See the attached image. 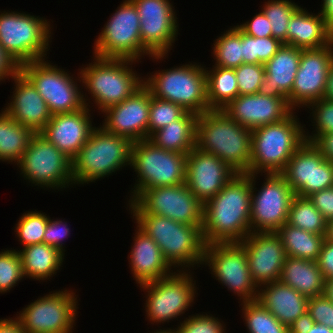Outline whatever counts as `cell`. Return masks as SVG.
Instances as JSON below:
<instances>
[{"instance_id":"cell-44","label":"cell","mask_w":333,"mask_h":333,"mask_svg":"<svg viewBox=\"0 0 333 333\" xmlns=\"http://www.w3.org/2000/svg\"><path fill=\"white\" fill-rule=\"evenodd\" d=\"M20 255L16 249L0 251V294L13 290L21 280H24Z\"/></svg>"},{"instance_id":"cell-60","label":"cell","mask_w":333,"mask_h":333,"mask_svg":"<svg viewBox=\"0 0 333 333\" xmlns=\"http://www.w3.org/2000/svg\"><path fill=\"white\" fill-rule=\"evenodd\" d=\"M323 295L333 302V277L325 280Z\"/></svg>"},{"instance_id":"cell-34","label":"cell","mask_w":333,"mask_h":333,"mask_svg":"<svg viewBox=\"0 0 333 333\" xmlns=\"http://www.w3.org/2000/svg\"><path fill=\"white\" fill-rule=\"evenodd\" d=\"M35 134L33 130L22 126L1 109L0 162L17 165Z\"/></svg>"},{"instance_id":"cell-50","label":"cell","mask_w":333,"mask_h":333,"mask_svg":"<svg viewBox=\"0 0 333 333\" xmlns=\"http://www.w3.org/2000/svg\"><path fill=\"white\" fill-rule=\"evenodd\" d=\"M308 198L327 221L333 219V187L315 192Z\"/></svg>"},{"instance_id":"cell-29","label":"cell","mask_w":333,"mask_h":333,"mask_svg":"<svg viewBox=\"0 0 333 333\" xmlns=\"http://www.w3.org/2000/svg\"><path fill=\"white\" fill-rule=\"evenodd\" d=\"M333 42V30L318 13L302 6L293 14L287 27V45L300 49H318Z\"/></svg>"},{"instance_id":"cell-32","label":"cell","mask_w":333,"mask_h":333,"mask_svg":"<svg viewBox=\"0 0 333 333\" xmlns=\"http://www.w3.org/2000/svg\"><path fill=\"white\" fill-rule=\"evenodd\" d=\"M279 281L308 298L323 295L325 279L317 261L287 256Z\"/></svg>"},{"instance_id":"cell-16","label":"cell","mask_w":333,"mask_h":333,"mask_svg":"<svg viewBox=\"0 0 333 333\" xmlns=\"http://www.w3.org/2000/svg\"><path fill=\"white\" fill-rule=\"evenodd\" d=\"M264 176L260 188L256 182ZM295 193L281 173L251 174V232H276L288 221Z\"/></svg>"},{"instance_id":"cell-3","label":"cell","mask_w":333,"mask_h":333,"mask_svg":"<svg viewBox=\"0 0 333 333\" xmlns=\"http://www.w3.org/2000/svg\"><path fill=\"white\" fill-rule=\"evenodd\" d=\"M92 58L91 63L83 64V67L78 69L83 90L86 91H83V101L90 109L95 106L94 108L99 110L97 112H103L110 106L130 98L143 85V76L133 69L137 61L94 55Z\"/></svg>"},{"instance_id":"cell-25","label":"cell","mask_w":333,"mask_h":333,"mask_svg":"<svg viewBox=\"0 0 333 333\" xmlns=\"http://www.w3.org/2000/svg\"><path fill=\"white\" fill-rule=\"evenodd\" d=\"M92 110L84 106L74 112L54 114L40 134L73 159L96 128L92 124Z\"/></svg>"},{"instance_id":"cell-20","label":"cell","mask_w":333,"mask_h":333,"mask_svg":"<svg viewBox=\"0 0 333 333\" xmlns=\"http://www.w3.org/2000/svg\"><path fill=\"white\" fill-rule=\"evenodd\" d=\"M333 63V42L318 49H301L300 64L291 90V108L299 112L324 98L328 72ZM297 108V109H296Z\"/></svg>"},{"instance_id":"cell-23","label":"cell","mask_w":333,"mask_h":333,"mask_svg":"<svg viewBox=\"0 0 333 333\" xmlns=\"http://www.w3.org/2000/svg\"><path fill=\"white\" fill-rule=\"evenodd\" d=\"M236 174L217 156L197 146L187 154L185 185L202 204L213 198Z\"/></svg>"},{"instance_id":"cell-35","label":"cell","mask_w":333,"mask_h":333,"mask_svg":"<svg viewBox=\"0 0 333 333\" xmlns=\"http://www.w3.org/2000/svg\"><path fill=\"white\" fill-rule=\"evenodd\" d=\"M286 255L289 257L317 261L325 235H318L294 227L287 222L277 231Z\"/></svg>"},{"instance_id":"cell-1","label":"cell","mask_w":333,"mask_h":333,"mask_svg":"<svg viewBox=\"0 0 333 333\" xmlns=\"http://www.w3.org/2000/svg\"><path fill=\"white\" fill-rule=\"evenodd\" d=\"M251 174H236L203 204L202 234L207 244L241 242L251 233Z\"/></svg>"},{"instance_id":"cell-59","label":"cell","mask_w":333,"mask_h":333,"mask_svg":"<svg viewBox=\"0 0 333 333\" xmlns=\"http://www.w3.org/2000/svg\"><path fill=\"white\" fill-rule=\"evenodd\" d=\"M324 98L333 101V63L328 72Z\"/></svg>"},{"instance_id":"cell-58","label":"cell","mask_w":333,"mask_h":333,"mask_svg":"<svg viewBox=\"0 0 333 333\" xmlns=\"http://www.w3.org/2000/svg\"><path fill=\"white\" fill-rule=\"evenodd\" d=\"M321 3L319 12L328 26L333 30V0H322Z\"/></svg>"},{"instance_id":"cell-42","label":"cell","mask_w":333,"mask_h":333,"mask_svg":"<svg viewBox=\"0 0 333 333\" xmlns=\"http://www.w3.org/2000/svg\"><path fill=\"white\" fill-rule=\"evenodd\" d=\"M187 111L171 101L152 96L149 106L148 138L155 132L180 119Z\"/></svg>"},{"instance_id":"cell-33","label":"cell","mask_w":333,"mask_h":333,"mask_svg":"<svg viewBox=\"0 0 333 333\" xmlns=\"http://www.w3.org/2000/svg\"><path fill=\"white\" fill-rule=\"evenodd\" d=\"M198 114L186 112L180 119L155 131L148 140L159 148L187 155L196 146Z\"/></svg>"},{"instance_id":"cell-47","label":"cell","mask_w":333,"mask_h":333,"mask_svg":"<svg viewBox=\"0 0 333 333\" xmlns=\"http://www.w3.org/2000/svg\"><path fill=\"white\" fill-rule=\"evenodd\" d=\"M62 219L63 218L51 219L49 216L43 236V243L58 248L62 253H64L66 251V247L63 242L70 237L71 228H69L70 226L67 221Z\"/></svg>"},{"instance_id":"cell-13","label":"cell","mask_w":333,"mask_h":333,"mask_svg":"<svg viewBox=\"0 0 333 333\" xmlns=\"http://www.w3.org/2000/svg\"><path fill=\"white\" fill-rule=\"evenodd\" d=\"M47 59L23 63L19 70L36 87L52 115L82 109L85 104L80 72L78 71L77 77L70 75V71L54 65Z\"/></svg>"},{"instance_id":"cell-49","label":"cell","mask_w":333,"mask_h":333,"mask_svg":"<svg viewBox=\"0 0 333 333\" xmlns=\"http://www.w3.org/2000/svg\"><path fill=\"white\" fill-rule=\"evenodd\" d=\"M237 26L247 35L252 37H270L272 36L271 25L262 11L256 13L252 19L240 23Z\"/></svg>"},{"instance_id":"cell-22","label":"cell","mask_w":333,"mask_h":333,"mask_svg":"<svg viewBox=\"0 0 333 333\" xmlns=\"http://www.w3.org/2000/svg\"><path fill=\"white\" fill-rule=\"evenodd\" d=\"M239 243L245 249L251 278L258 288L279 281L287 255L276 232H251Z\"/></svg>"},{"instance_id":"cell-17","label":"cell","mask_w":333,"mask_h":333,"mask_svg":"<svg viewBox=\"0 0 333 333\" xmlns=\"http://www.w3.org/2000/svg\"><path fill=\"white\" fill-rule=\"evenodd\" d=\"M132 202L143 213L165 216L186 225H202L203 204L185 183L145 189Z\"/></svg>"},{"instance_id":"cell-27","label":"cell","mask_w":333,"mask_h":333,"mask_svg":"<svg viewBox=\"0 0 333 333\" xmlns=\"http://www.w3.org/2000/svg\"><path fill=\"white\" fill-rule=\"evenodd\" d=\"M135 228L128 262L137 286L171 275L174 271L165 261L157 243L137 225Z\"/></svg>"},{"instance_id":"cell-18","label":"cell","mask_w":333,"mask_h":333,"mask_svg":"<svg viewBox=\"0 0 333 333\" xmlns=\"http://www.w3.org/2000/svg\"><path fill=\"white\" fill-rule=\"evenodd\" d=\"M131 1L140 16L142 45L152 55H169L180 34L174 4L171 0Z\"/></svg>"},{"instance_id":"cell-63","label":"cell","mask_w":333,"mask_h":333,"mask_svg":"<svg viewBox=\"0 0 333 333\" xmlns=\"http://www.w3.org/2000/svg\"><path fill=\"white\" fill-rule=\"evenodd\" d=\"M150 333H176L175 332V329L173 328V327H170V328H163V329H159L158 328V330L157 329H155L154 331H151Z\"/></svg>"},{"instance_id":"cell-57","label":"cell","mask_w":333,"mask_h":333,"mask_svg":"<svg viewBox=\"0 0 333 333\" xmlns=\"http://www.w3.org/2000/svg\"><path fill=\"white\" fill-rule=\"evenodd\" d=\"M0 333H25L23 326L15 317L0 318Z\"/></svg>"},{"instance_id":"cell-4","label":"cell","mask_w":333,"mask_h":333,"mask_svg":"<svg viewBox=\"0 0 333 333\" xmlns=\"http://www.w3.org/2000/svg\"><path fill=\"white\" fill-rule=\"evenodd\" d=\"M196 146L217 156L237 174H248L251 130L229 118L222 110L198 115Z\"/></svg>"},{"instance_id":"cell-14","label":"cell","mask_w":333,"mask_h":333,"mask_svg":"<svg viewBox=\"0 0 333 333\" xmlns=\"http://www.w3.org/2000/svg\"><path fill=\"white\" fill-rule=\"evenodd\" d=\"M79 295L71 288L51 291L26 305L14 316L25 333H73ZM79 300V301H78Z\"/></svg>"},{"instance_id":"cell-10","label":"cell","mask_w":333,"mask_h":333,"mask_svg":"<svg viewBox=\"0 0 333 333\" xmlns=\"http://www.w3.org/2000/svg\"><path fill=\"white\" fill-rule=\"evenodd\" d=\"M186 166L187 155L183 153L164 150L148 139L134 142L130 168L137 177L127 202L145 189L185 183Z\"/></svg>"},{"instance_id":"cell-39","label":"cell","mask_w":333,"mask_h":333,"mask_svg":"<svg viewBox=\"0 0 333 333\" xmlns=\"http://www.w3.org/2000/svg\"><path fill=\"white\" fill-rule=\"evenodd\" d=\"M240 306L248 333H289L288 326L282 324L259 301L240 303Z\"/></svg>"},{"instance_id":"cell-41","label":"cell","mask_w":333,"mask_h":333,"mask_svg":"<svg viewBox=\"0 0 333 333\" xmlns=\"http://www.w3.org/2000/svg\"><path fill=\"white\" fill-rule=\"evenodd\" d=\"M48 219L49 215L36 209L34 211H26L19 217L14 231L18 242L20 241L19 244L22 245L21 248L43 243Z\"/></svg>"},{"instance_id":"cell-54","label":"cell","mask_w":333,"mask_h":333,"mask_svg":"<svg viewBox=\"0 0 333 333\" xmlns=\"http://www.w3.org/2000/svg\"><path fill=\"white\" fill-rule=\"evenodd\" d=\"M19 71V66L0 45V84L9 80Z\"/></svg>"},{"instance_id":"cell-51","label":"cell","mask_w":333,"mask_h":333,"mask_svg":"<svg viewBox=\"0 0 333 333\" xmlns=\"http://www.w3.org/2000/svg\"><path fill=\"white\" fill-rule=\"evenodd\" d=\"M317 264L325 280L333 277V241L325 238Z\"/></svg>"},{"instance_id":"cell-48","label":"cell","mask_w":333,"mask_h":333,"mask_svg":"<svg viewBox=\"0 0 333 333\" xmlns=\"http://www.w3.org/2000/svg\"><path fill=\"white\" fill-rule=\"evenodd\" d=\"M307 312L315 323L325 325L333 330V302L324 295L310 297Z\"/></svg>"},{"instance_id":"cell-5","label":"cell","mask_w":333,"mask_h":333,"mask_svg":"<svg viewBox=\"0 0 333 333\" xmlns=\"http://www.w3.org/2000/svg\"><path fill=\"white\" fill-rule=\"evenodd\" d=\"M293 111L284 120L251 130L248 174L282 173L289 159L305 142V124Z\"/></svg>"},{"instance_id":"cell-37","label":"cell","mask_w":333,"mask_h":333,"mask_svg":"<svg viewBox=\"0 0 333 333\" xmlns=\"http://www.w3.org/2000/svg\"><path fill=\"white\" fill-rule=\"evenodd\" d=\"M213 41V66L234 69L243 64L242 30L237 24L221 32Z\"/></svg>"},{"instance_id":"cell-8","label":"cell","mask_w":333,"mask_h":333,"mask_svg":"<svg viewBox=\"0 0 333 333\" xmlns=\"http://www.w3.org/2000/svg\"><path fill=\"white\" fill-rule=\"evenodd\" d=\"M50 20L18 10L0 11V45L18 66L49 58L54 35Z\"/></svg>"},{"instance_id":"cell-19","label":"cell","mask_w":333,"mask_h":333,"mask_svg":"<svg viewBox=\"0 0 333 333\" xmlns=\"http://www.w3.org/2000/svg\"><path fill=\"white\" fill-rule=\"evenodd\" d=\"M281 174L300 197L333 187V162L326 160L311 142L305 141L296 150Z\"/></svg>"},{"instance_id":"cell-6","label":"cell","mask_w":333,"mask_h":333,"mask_svg":"<svg viewBox=\"0 0 333 333\" xmlns=\"http://www.w3.org/2000/svg\"><path fill=\"white\" fill-rule=\"evenodd\" d=\"M134 142L108 133L100 125L72 159L74 185H86L109 177L125 167L130 168Z\"/></svg>"},{"instance_id":"cell-53","label":"cell","mask_w":333,"mask_h":333,"mask_svg":"<svg viewBox=\"0 0 333 333\" xmlns=\"http://www.w3.org/2000/svg\"><path fill=\"white\" fill-rule=\"evenodd\" d=\"M243 63L259 64L258 37H252L242 31Z\"/></svg>"},{"instance_id":"cell-45","label":"cell","mask_w":333,"mask_h":333,"mask_svg":"<svg viewBox=\"0 0 333 333\" xmlns=\"http://www.w3.org/2000/svg\"><path fill=\"white\" fill-rule=\"evenodd\" d=\"M195 313L183 317L174 327L176 333H227L226 323L218 317L213 316L209 311ZM209 315H208V314ZM180 323V324H179ZM225 323V324H224Z\"/></svg>"},{"instance_id":"cell-21","label":"cell","mask_w":333,"mask_h":333,"mask_svg":"<svg viewBox=\"0 0 333 333\" xmlns=\"http://www.w3.org/2000/svg\"><path fill=\"white\" fill-rule=\"evenodd\" d=\"M150 100L151 92L143 84L130 98L101 112L104 119L100 126L133 142L148 139Z\"/></svg>"},{"instance_id":"cell-12","label":"cell","mask_w":333,"mask_h":333,"mask_svg":"<svg viewBox=\"0 0 333 333\" xmlns=\"http://www.w3.org/2000/svg\"><path fill=\"white\" fill-rule=\"evenodd\" d=\"M31 186L46 190L62 191L75 187L72 173V159L50 143L40 133H36L29 147L16 165ZM29 182V183H28Z\"/></svg>"},{"instance_id":"cell-31","label":"cell","mask_w":333,"mask_h":333,"mask_svg":"<svg viewBox=\"0 0 333 333\" xmlns=\"http://www.w3.org/2000/svg\"><path fill=\"white\" fill-rule=\"evenodd\" d=\"M16 250L21 258L24 277L41 282L50 281L57 272H60L66 254L45 243H38Z\"/></svg>"},{"instance_id":"cell-9","label":"cell","mask_w":333,"mask_h":333,"mask_svg":"<svg viewBox=\"0 0 333 333\" xmlns=\"http://www.w3.org/2000/svg\"><path fill=\"white\" fill-rule=\"evenodd\" d=\"M114 11L94 41V56L129 59L137 63L145 56L158 63L168 58V55H152L142 45L140 16L131 0H124Z\"/></svg>"},{"instance_id":"cell-43","label":"cell","mask_w":333,"mask_h":333,"mask_svg":"<svg viewBox=\"0 0 333 333\" xmlns=\"http://www.w3.org/2000/svg\"><path fill=\"white\" fill-rule=\"evenodd\" d=\"M306 110L310 113L308 118L311 116L313 130L309 133L307 128L304 129L305 141L312 142L320 134L333 132V101L319 99L309 104Z\"/></svg>"},{"instance_id":"cell-52","label":"cell","mask_w":333,"mask_h":333,"mask_svg":"<svg viewBox=\"0 0 333 333\" xmlns=\"http://www.w3.org/2000/svg\"><path fill=\"white\" fill-rule=\"evenodd\" d=\"M282 45L283 43L280 40L273 38L272 36L258 37L259 64L264 65L277 53Z\"/></svg>"},{"instance_id":"cell-26","label":"cell","mask_w":333,"mask_h":333,"mask_svg":"<svg viewBox=\"0 0 333 333\" xmlns=\"http://www.w3.org/2000/svg\"><path fill=\"white\" fill-rule=\"evenodd\" d=\"M11 79L14 91L2 109L22 126L40 133L52 118L47 103L20 70Z\"/></svg>"},{"instance_id":"cell-28","label":"cell","mask_w":333,"mask_h":333,"mask_svg":"<svg viewBox=\"0 0 333 333\" xmlns=\"http://www.w3.org/2000/svg\"><path fill=\"white\" fill-rule=\"evenodd\" d=\"M301 49L283 44L265 66V77L258 94L287 97L291 107V90L300 64Z\"/></svg>"},{"instance_id":"cell-62","label":"cell","mask_w":333,"mask_h":333,"mask_svg":"<svg viewBox=\"0 0 333 333\" xmlns=\"http://www.w3.org/2000/svg\"><path fill=\"white\" fill-rule=\"evenodd\" d=\"M325 238L329 241H333V219L328 221Z\"/></svg>"},{"instance_id":"cell-11","label":"cell","mask_w":333,"mask_h":333,"mask_svg":"<svg viewBox=\"0 0 333 333\" xmlns=\"http://www.w3.org/2000/svg\"><path fill=\"white\" fill-rule=\"evenodd\" d=\"M190 271H174L155 282L138 286L145 294V320L162 325L184 316L195 304L199 290ZM179 316V317H178ZM174 319V320H173ZM162 323V324H161Z\"/></svg>"},{"instance_id":"cell-30","label":"cell","mask_w":333,"mask_h":333,"mask_svg":"<svg viewBox=\"0 0 333 333\" xmlns=\"http://www.w3.org/2000/svg\"><path fill=\"white\" fill-rule=\"evenodd\" d=\"M308 297L280 281L259 287L257 301L282 324L289 325L307 312Z\"/></svg>"},{"instance_id":"cell-46","label":"cell","mask_w":333,"mask_h":333,"mask_svg":"<svg viewBox=\"0 0 333 333\" xmlns=\"http://www.w3.org/2000/svg\"><path fill=\"white\" fill-rule=\"evenodd\" d=\"M239 95L257 94L259 87L265 77V66L263 64H241L234 68Z\"/></svg>"},{"instance_id":"cell-15","label":"cell","mask_w":333,"mask_h":333,"mask_svg":"<svg viewBox=\"0 0 333 333\" xmlns=\"http://www.w3.org/2000/svg\"><path fill=\"white\" fill-rule=\"evenodd\" d=\"M202 265L209 267L213 278L238 297V303L257 300L259 288L251 278L248 258L239 242L207 244Z\"/></svg>"},{"instance_id":"cell-55","label":"cell","mask_w":333,"mask_h":333,"mask_svg":"<svg viewBox=\"0 0 333 333\" xmlns=\"http://www.w3.org/2000/svg\"><path fill=\"white\" fill-rule=\"evenodd\" d=\"M311 143L326 160L333 162V132L320 134Z\"/></svg>"},{"instance_id":"cell-2","label":"cell","mask_w":333,"mask_h":333,"mask_svg":"<svg viewBox=\"0 0 333 333\" xmlns=\"http://www.w3.org/2000/svg\"><path fill=\"white\" fill-rule=\"evenodd\" d=\"M126 204L135 225L157 243L174 271H193L202 266L206 246L202 225H186L165 216L143 213L133 202Z\"/></svg>"},{"instance_id":"cell-36","label":"cell","mask_w":333,"mask_h":333,"mask_svg":"<svg viewBox=\"0 0 333 333\" xmlns=\"http://www.w3.org/2000/svg\"><path fill=\"white\" fill-rule=\"evenodd\" d=\"M207 100L210 110H221L239 96L237 77L234 69L219 66L206 67Z\"/></svg>"},{"instance_id":"cell-7","label":"cell","mask_w":333,"mask_h":333,"mask_svg":"<svg viewBox=\"0 0 333 333\" xmlns=\"http://www.w3.org/2000/svg\"><path fill=\"white\" fill-rule=\"evenodd\" d=\"M203 65L194 61L156 70L144 75L143 84L152 96L171 101L186 111L199 115L210 111L207 100V75Z\"/></svg>"},{"instance_id":"cell-56","label":"cell","mask_w":333,"mask_h":333,"mask_svg":"<svg viewBox=\"0 0 333 333\" xmlns=\"http://www.w3.org/2000/svg\"><path fill=\"white\" fill-rule=\"evenodd\" d=\"M315 324L314 320L310 317L308 312L299 316L289 327V333H307Z\"/></svg>"},{"instance_id":"cell-61","label":"cell","mask_w":333,"mask_h":333,"mask_svg":"<svg viewBox=\"0 0 333 333\" xmlns=\"http://www.w3.org/2000/svg\"><path fill=\"white\" fill-rule=\"evenodd\" d=\"M307 333H333V330L325 325L315 323Z\"/></svg>"},{"instance_id":"cell-40","label":"cell","mask_w":333,"mask_h":333,"mask_svg":"<svg viewBox=\"0 0 333 333\" xmlns=\"http://www.w3.org/2000/svg\"><path fill=\"white\" fill-rule=\"evenodd\" d=\"M261 11L269 20L272 37L287 44V27L293 14L301 7L292 0H267Z\"/></svg>"},{"instance_id":"cell-38","label":"cell","mask_w":333,"mask_h":333,"mask_svg":"<svg viewBox=\"0 0 333 333\" xmlns=\"http://www.w3.org/2000/svg\"><path fill=\"white\" fill-rule=\"evenodd\" d=\"M287 223L305 231L326 236L328 221L308 197L295 195L291 202Z\"/></svg>"},{"instance_id":"cell-24","label":"cell","mask_w":333,"mask_h":333,"mask_svg":"<svg viewBox=\"0 0 333 333\" xmlns=\"http://www.w3.org/2000/svg\"><path fill=\"white\" fill-rule=\"evenodd\" d=\"M221 110L250 130L280 122L294 111L289 106L287 97H270L258 93L239 95Z\"/></svg>"}]
</instances>
